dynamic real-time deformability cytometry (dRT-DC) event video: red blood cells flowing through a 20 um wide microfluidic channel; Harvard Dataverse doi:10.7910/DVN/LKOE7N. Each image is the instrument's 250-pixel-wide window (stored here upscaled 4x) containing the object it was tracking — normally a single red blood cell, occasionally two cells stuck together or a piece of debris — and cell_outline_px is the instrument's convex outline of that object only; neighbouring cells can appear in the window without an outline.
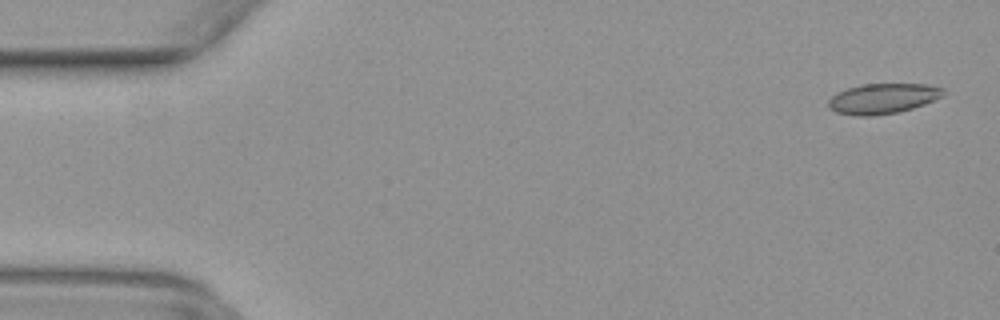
{"species": "common noctule bat (a hibernating species)", "species_latin": "Nyctalus noctula", "temperature_condition": "warm", "stored_images_in_passage": 48, "camera_frame_rate_fps": 3000, "um_per_image_px": 0.085, "animal": {"sex": "female", "body_mass_g": 29.2, "forearm_length_mm": 56.3}, "frame": {"image": 1, "passage_image": 2, "time_ms": 0.333, "image_size_px": [1000, 320], "cell_outline_px": [[944, 96], [924, 104], [912, 108], [896, 112], [872, 116], [852, 116], [836, 112], [828, 108], [828, 100], [836, 92], [860, 84], [928, 84], [944, 88]], "centroid_in_image_um": [75.01, 8.37], "position_along_channel_um": 10.0, "area_um2": 20.4}}
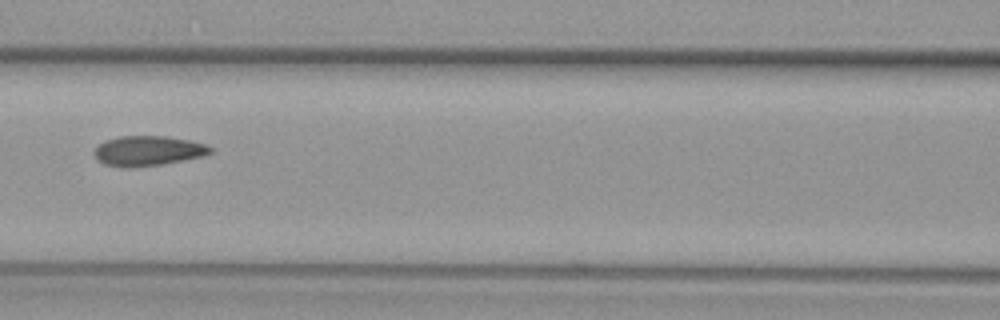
{"frame": {"image": 2, "passage_image": 22, "time_ms": 7.0, "image_size_px": [1000, 320], "cell_outline_px": [[212, 152], [204, 156], [164, 164], [132, 168], [128, 168], [104, 164], [96, 160], [92, 152], [104, 140], [120, 136], [168, 136], [188, 140], [204, 144], [212, 148]], "centroid_in_image_um": [12.55, 12.83], "position_along_channel_um": 154.1, "area_um2": 20.46}}
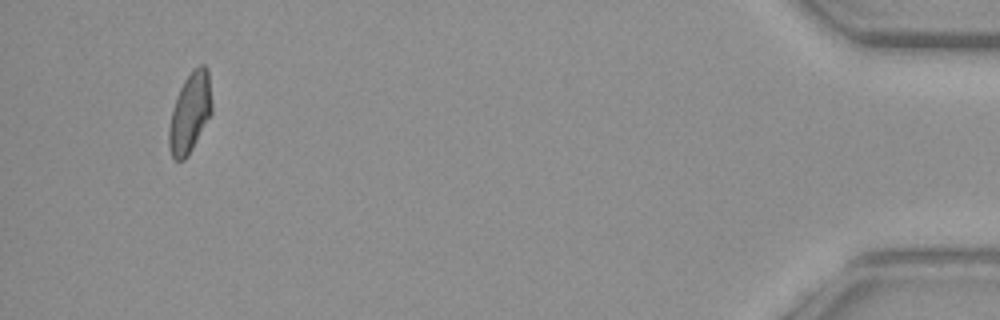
{"frame": {"image": 3, "passage_image": 47, "time_ms": 15.333, "image_size_px": [1000, 320], "cell_outline_px": [[212, 112], [188, 156], [184, 160], [176, 160], [172, 156], [168, 144], [168, 128], [172, 112], [180, 88], [184, 80], [192, 68], [200, 64], [204, 64], [208, 68], [212, 104]], "centroid_in_image_um": [16.15, 9.55], "position_along_channel_um": 419.0, "area_um2": 19.94}}